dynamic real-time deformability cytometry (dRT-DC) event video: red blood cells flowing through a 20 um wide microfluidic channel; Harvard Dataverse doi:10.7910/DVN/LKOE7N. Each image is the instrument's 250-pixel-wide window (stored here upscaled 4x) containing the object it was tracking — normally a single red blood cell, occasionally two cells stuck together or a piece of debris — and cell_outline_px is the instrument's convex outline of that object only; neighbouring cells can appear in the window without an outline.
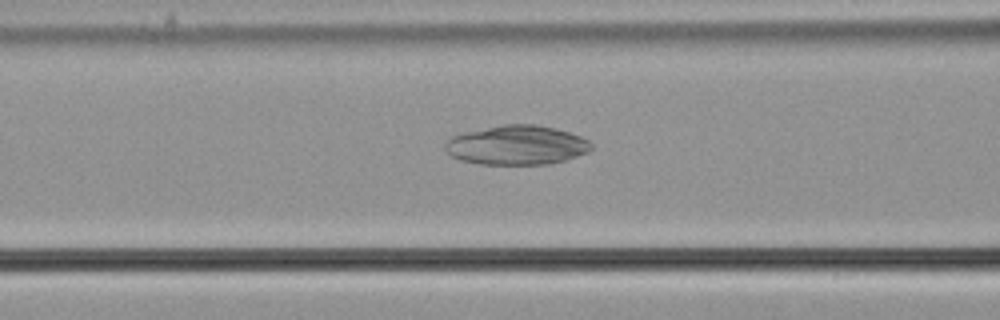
{"species": "common noctule bat (a hibernating species)", "species_latin": "Nyctalus noctula", "temperature_condition": "cold", "stored_images_in_passage": 20, "camera_frame_rate_fps": 3000, "um_per_image_px": 0.085, "animal": {"sex": "male", "body_mass_g": 21.5, "forearm_length_mm": 52.0}, "frame": {"image": 1, "passage_image": 11, "time_ms": 3.333, "image_size_px": [1000, 320], "cell_outline_px": [[592, 148], [588, 152], [564, 160], [548, 164], [480, 164], [460, 160], [452, 156], [444, 148], [444, 144], [452, 136], [464, 132], [504, 124], [536, 124], [556, 128], [580, 136], [588, 140], [592, 144]], "centroid_in_image_um": [43.92, 12.33], "position_along_channel_um": 122.7, "area_um2": 33.47}}
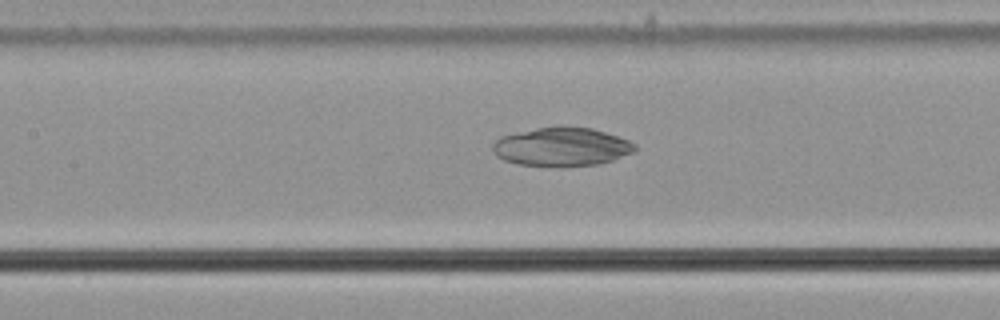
{"frame": {"image": 2, "passage_image": 14, "time_ms": 4.333, "image_size_px": [1000, 320], "cell_outline_px": [[636, 148], [632, 152], [612, 160], [596, 164], [556, 168], [520, 164], [504, 160], [496, 156], [492, 152], [492, 144], [500, 136], [536, 128], [560, 124], [564, 124], [592, 128], [628, 140], [636, 144]], "centroid_in_image_um": [47.69, 12.47], "position_along_channel_um": 159.7, "area_um2": 32.66}}
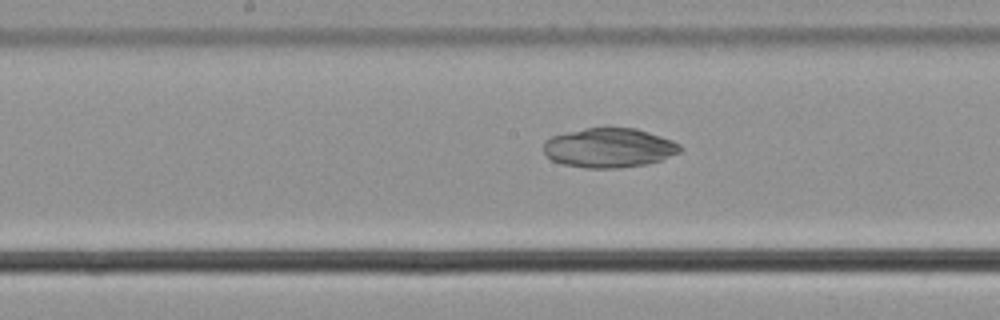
{"frame": {"image": 3, "passage_image": 17, "time_ms": 5.333, "image_size_px": [1000, 320], "cell_outline_px": [[684, 148], [680, 152], [660, 160], [648, 164], [616, 168], [584, 168], [564, 164], [552, 160], [544, 152], [544, 140], [552, 136], [584, 128], [608, 124], [636, 128], [672, 140], [680, 144]], "centroid_in_image_um": [51.78, 12.52], "position_along_channel_um": 196.4, "area_um2": 32.08}}